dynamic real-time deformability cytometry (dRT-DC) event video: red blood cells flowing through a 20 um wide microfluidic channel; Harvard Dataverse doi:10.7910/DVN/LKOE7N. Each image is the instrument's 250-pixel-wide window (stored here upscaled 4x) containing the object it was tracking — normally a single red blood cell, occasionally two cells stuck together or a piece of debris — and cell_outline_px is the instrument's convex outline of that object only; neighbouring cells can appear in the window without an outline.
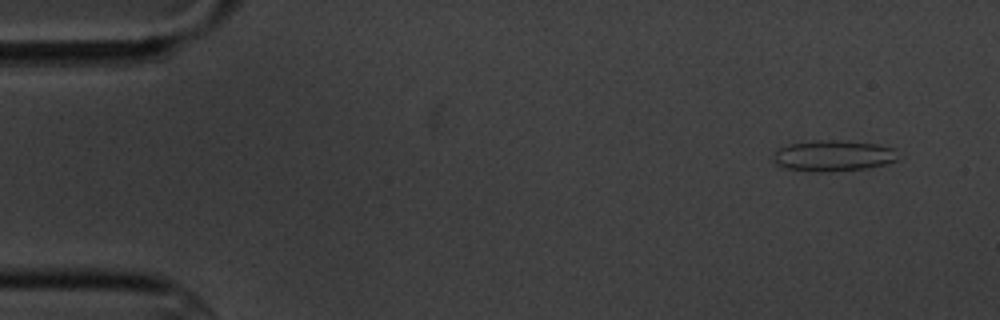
{"species": "common noctule bat (a hibernating species)", "species_latin": "Nyctalus noctula", "temperature_condition": "cold", "stored_images_in_passage": 5, "camera_frame_rate_fps": 3000, "um_per_image_px": 0.085, "animal": {"sex": "male", "body_mass_g": 20.1, "forearm_length_mm": 53.5}, "frame": {"image": 1, "passage_image": 1, "time_ms": 0.0, "image_size_px": [1000, 320], "cell_outline_px": [[896, 160], [888, 164], [868, 168], [832, 172], [816, 172], [784, 168], [776, 164], [772, 160], [776, 152], [780, 148], [788, 144], [812, 140], [848, 140], [876, 144], [896, 148]], "centroid_in_image_um": [70.84, 13.24], "position_along_channel_um": 14.2, "area_um2": 22.89}}
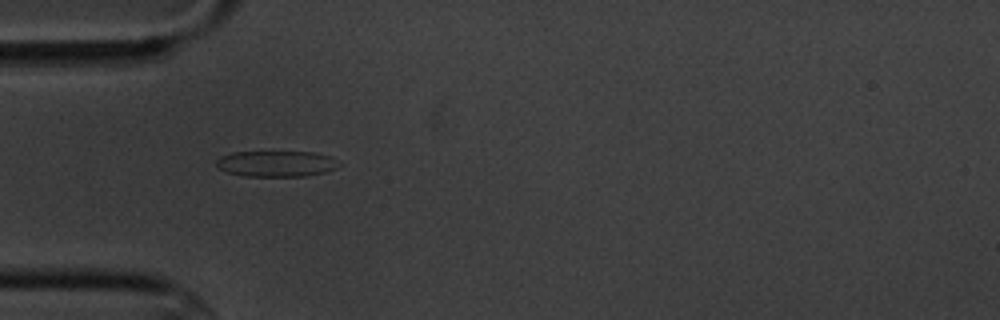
{"frame": {"image": 2, "passage_image": 4, "time_ms": 4.333, "image_size_px": [1000, 320], "cell_outline_px": [[340, 164], [336, 168], [324, 172], [304, 176], [244, 176], [228, 172], [220, 168], [216, 164], [216, 160], [220, 156], [232, 152], [316, 152], [332, 156]], "centroid_in_image_um": [23.5, 13.9], "position_along_channel_um": 61.5, "area_um2": 18.5}}